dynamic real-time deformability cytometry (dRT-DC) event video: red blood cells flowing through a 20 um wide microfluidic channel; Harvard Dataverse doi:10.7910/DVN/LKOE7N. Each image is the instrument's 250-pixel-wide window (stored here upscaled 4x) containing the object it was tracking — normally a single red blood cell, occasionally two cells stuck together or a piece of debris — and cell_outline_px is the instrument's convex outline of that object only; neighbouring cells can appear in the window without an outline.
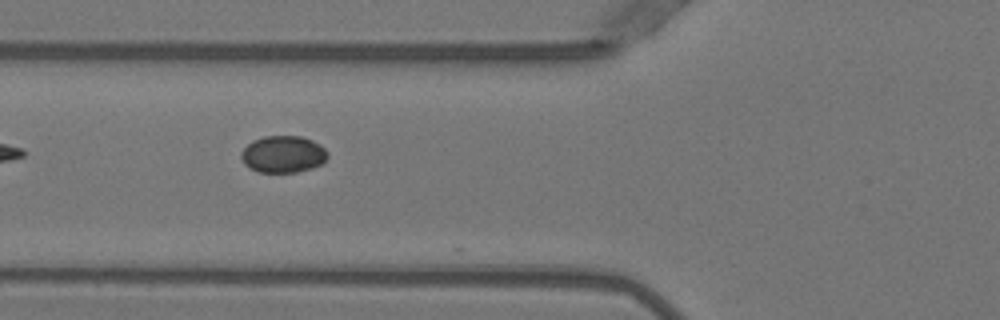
{"species": "Egyptian fruit bat (a non-hibernating species)", "species_latin": "Rousettus aegyptiacus", "temperature_condition": "warm", "stored_images_in_passage": 7, "camera_frame_rate_fps": 3000, "um_per_image_px": 0.085, "animal": {"sex": "female"}, "frame": {"image": 1, "passage_image": 6, "time_ms": 1.667, "image_size_px": [1000, 320], "cell_outline_px": [[328, 156], [320, 164], [312, 168], [296, 172], [260, 172], [248, 168], [244, 164], [240, 156], [240, 152], [252, 140], [264, 136], [300, 136], [312, 140], [320, 144], [328, 152]], "centroid_in_image_um": [24.04, 13.1], "position_along_channel_um": 101.8, "area_um2": 18.67}}